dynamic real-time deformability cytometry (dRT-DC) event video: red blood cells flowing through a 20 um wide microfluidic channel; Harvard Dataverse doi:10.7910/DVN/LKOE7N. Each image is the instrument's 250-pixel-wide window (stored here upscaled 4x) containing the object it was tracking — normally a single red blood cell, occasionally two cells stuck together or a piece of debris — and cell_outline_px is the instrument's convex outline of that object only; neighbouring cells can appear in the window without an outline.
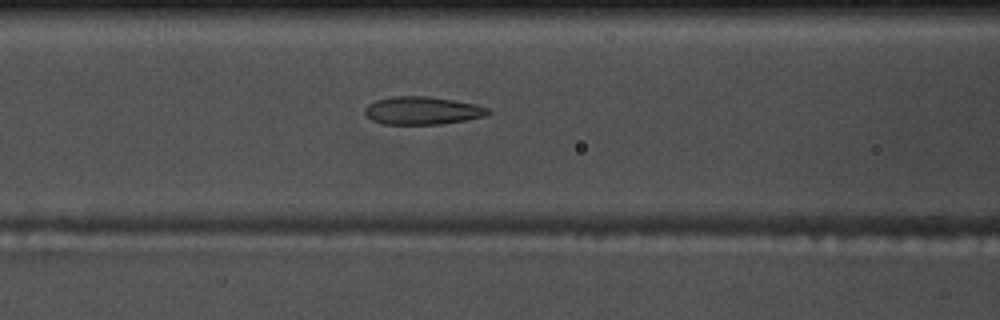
{"species": "common noctule bat (a hibernating species)", "species_latin": "Nyctalus noctula", "temperature_condition": "warm", "stored_images_in_passage": 50, "camera_frame_rate_fps": 3000, "um_per_image_px": 0.085, "animal": {"sex": "male", "body_mass_g": 17.5, "forearm_length_mm": 52.3}, "frame": {"image": 1, "passage_image": 23, "time_ms": 7.333, "image_size_px": [1000, 320], "cell_outline_px": [[492, 112], [488, 116], [440, 124], [384, 124], [372, 120], [364, 112], [364, 108], [368, 104], [376, 100], [392, 96], [428, 96], [476, 104], [488, 108]], "centroid_in_image_um": [35.91, 9.39], "position_along_channel_um": 130.7, "area_um2": 20.06}}
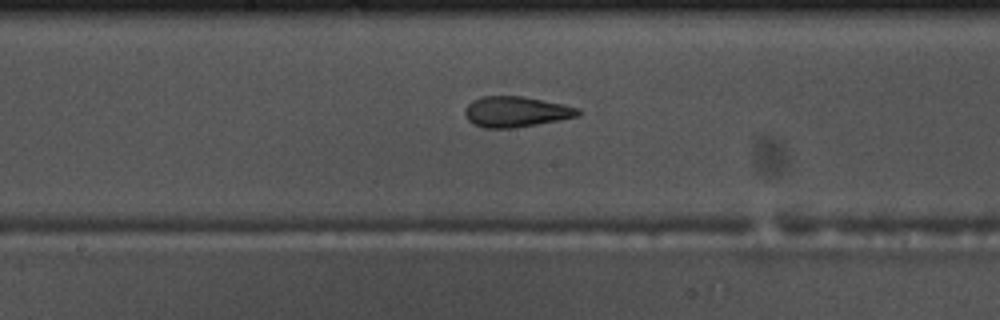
{"frame": {"image": 2, "passage_image": 29, "time_ms": 9.333, "image_size_px": [1000, 320], "cell_outline_px": [[580, 112], [576, 116], [536, 124], [512, 128], [484, 128], [472, 124], [468, 120], [464, 112], [464, 108], [472, 100], [480, 96], [524, 96], [564, 104], [580, 108]], "centroid_in_image_um": [43.8, 9.48], "position_along_channel_um": 204.4, "area_um2": 20.17}}
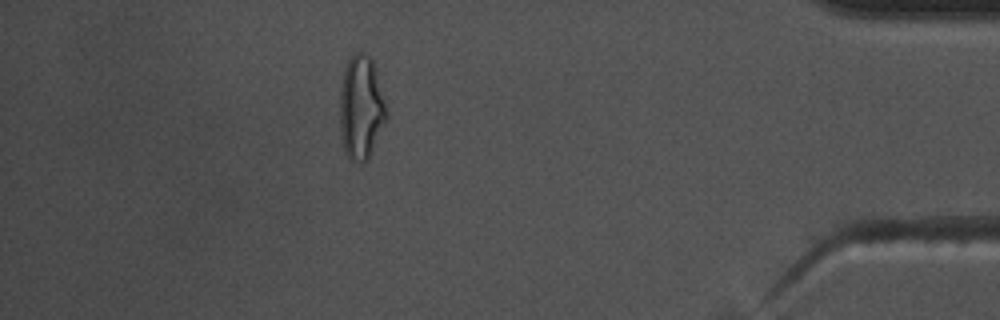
{"frame": {"image": 3, "passage_image": 49, "time_ms": 16.0, "image_size_px": [1000, 320], "cell_outline_px": [[388, 120], [368, 160], [348, 160], [344, 152], [340, 136], [340, 88], [344, 68], [348, 60], [356, 52], [364, 52], [372, 60], [376, 72], [388, 112]], "centroid_in_image_um": [30.69, 9.18], "position_along_channel_um": 404.5, "area_um2": 28.55}}